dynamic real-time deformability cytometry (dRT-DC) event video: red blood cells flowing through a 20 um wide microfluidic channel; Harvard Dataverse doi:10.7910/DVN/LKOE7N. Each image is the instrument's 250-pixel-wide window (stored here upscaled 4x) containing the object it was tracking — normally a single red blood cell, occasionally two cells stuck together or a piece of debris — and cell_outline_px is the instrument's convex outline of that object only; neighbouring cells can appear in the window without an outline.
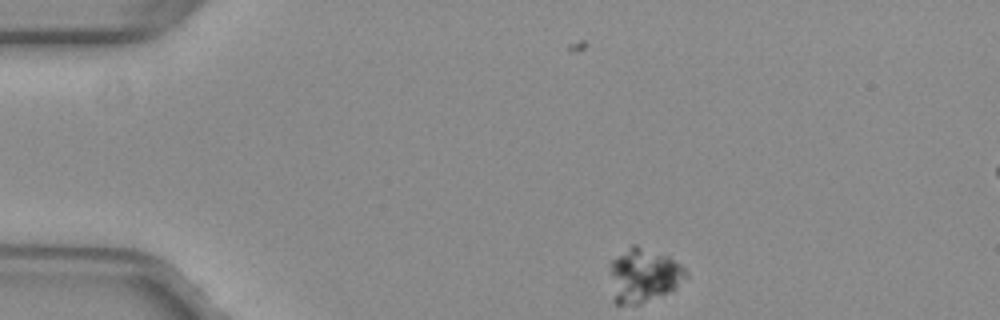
{"species": "common noctule bat (a hibernating species)", "species_latin": "Nyctalus noctula", "temperature_condition": "warm", "stored_images_in_passage": 2, "camera_frame_rate_fps": 3000, "um_per_image_px": 0.085, "animal": {"sex": "female", "body_mass_g": 29.2, "forearm_length_mm": 56.3}, "frame": {"image": 1, "passage_image": 2, "time_ms": 0.333, "image_size_px": [1000, 320], "cell_outline_px": [[688, 276], [672, 292], [640, 304], [616, 304], [612, 300], [608, 272], [612, 260], [632, 244], [636, 244], [668, 256], [680, 264], [688, 272]], "centroid_in_image_um": [54.68, 23.43], "position_along_channel_um": 30.3, "area_um2": 24.45}}